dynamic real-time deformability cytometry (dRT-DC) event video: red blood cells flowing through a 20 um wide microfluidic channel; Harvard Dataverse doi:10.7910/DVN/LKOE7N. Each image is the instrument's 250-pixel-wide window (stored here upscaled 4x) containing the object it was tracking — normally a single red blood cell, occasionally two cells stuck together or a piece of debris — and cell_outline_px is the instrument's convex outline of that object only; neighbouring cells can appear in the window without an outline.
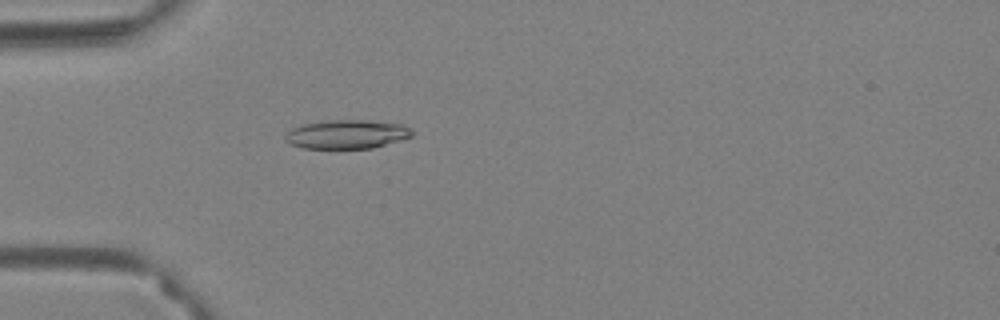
{"species": "Egyptian fruit bat (a non-hibernating species)", "species_latin": "Rousettus aegyptiacus", "temperature_condition": "warm", "stored_images_in_passage": 62, "camera_frame_rate_fps": 3000, "um_per_image_px": 0.085, "animal": {"sex": "female"}, "frame": {"image": 1, "passage_image": 20, "time_ms": 6.333, "image_size_px": [1000, 320], "cell_outline_px": [[412, 136], [372, 148], [304, 148], [292, 144], [284, 140], [284, 136], [292, 128], [304, 124], [336, 120], [368, 120], [404, 124], [412, 132]], "centroid_in_image_um": [29.48, 11.41], "position_along_channel_um": 55.5, "area_um2": 20.98}}
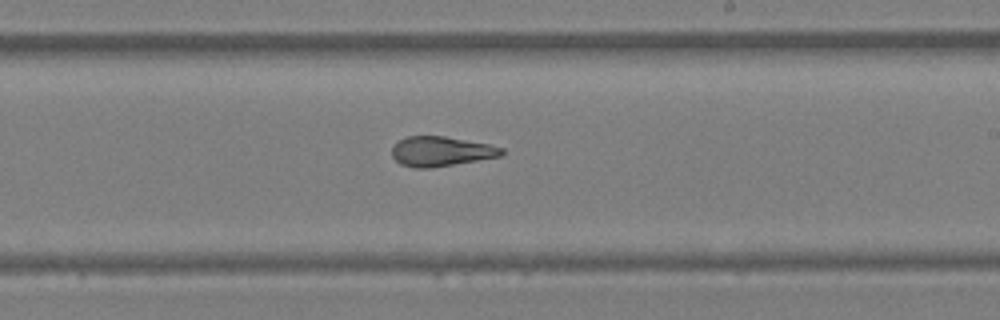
{"frame": {"image": 2, "passage_image": 38, "time_ms": 12.333, "image_size_px": [1000, 320], "cell_outline_px": [[504, 152], [500, 156], [428, 168], [412, 168], [400, 164], [392, 156], [392, 148], [400, 140], [408, 136], [444, 136], [488, 144], [504, 148]], "centroid_in_image_um": [37.46, 12.86], "position_along_channel_um": 251.5, "area_um2": 18.73}}
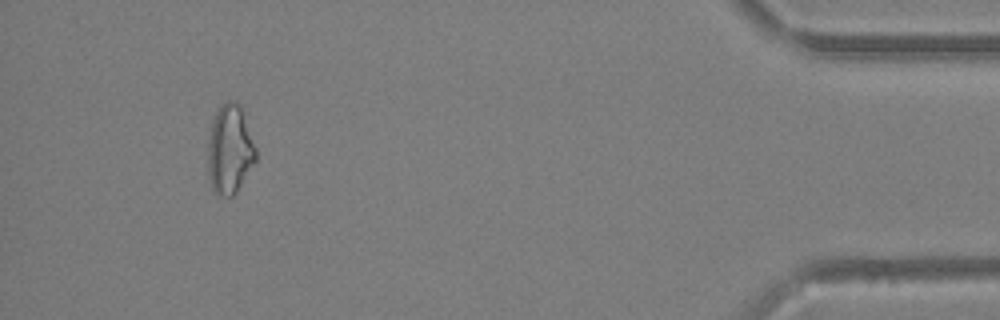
{"frame": {"image": 3, "passage_image": 58, "time_ms": 19.0, "image_size_px": [1000, 320], "cell_outline_px": [[256, 160], [236, 192], [232, 196], [216, 196], [212, 188], [208, 176], [208, 140], [212, 120], [220, 104], [228, 100], [236, 100], [240, 108], [256, 148]], "centroid_in_image_um": [19.5, 12.72], "position_along_channel_um": 415.7, "area_um2": 24.8}, "authors_computed_cell_mechanics": {"area_um2": 21.5016, "velocity_mm_per_s": 3.4185, "shape_relaxation_time_tau1_ms": null, "shape_relaxation_time_tau2_ms": 1.7865, "deformation_change_tau1": null, "deformation_change_tau2": 0.0997}}